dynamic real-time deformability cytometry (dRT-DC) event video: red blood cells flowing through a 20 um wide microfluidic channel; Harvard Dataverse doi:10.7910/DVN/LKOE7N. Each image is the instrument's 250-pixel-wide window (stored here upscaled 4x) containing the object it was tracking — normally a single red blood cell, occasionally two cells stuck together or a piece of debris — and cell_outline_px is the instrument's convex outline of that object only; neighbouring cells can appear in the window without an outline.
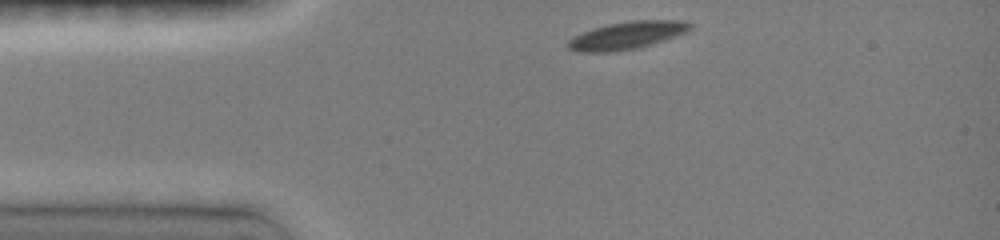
{"species": "common noctule bat (a hibernating species)", "species_latin": "Nyctalus noctula", "temperature_condition": "room temperature", "stored_images_in_passage": 33, "camera_frame_rate_fps": 3000, "um_per_image_px": 0.085, "animal": {"sex": "female", "body_mass_g": 19.0, "forearm_length_mm": 51.5}, "frame": {"image": 1, "passage_image": 1, "time_ms": 0.0, "image_size_px": [1000, 240], "cell_outline_px": [[692, 28], [688, 32], [652, 44], [636, 48], [616, 52], [576, 52], [568, 48], [568, 40], [584, 32], [608, 24], [632, 20], [684, 20], [692, 24]], "centroid_in_image_um": [53.34, 3.01], "position_along_channel_um": 31.7, "area_um2": 19.59}}
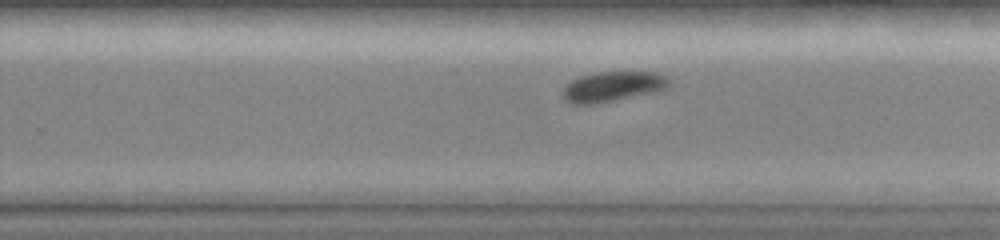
{"frame": {"image": 2, "passage_image": 22, "time_ms": 7.0, "image_size_px": [1000, 240], "cell_outline_px": [[672, 84], [668, 88], [660, 92], [596, 104], [572, 104], [564, 100], [560, 92], [572, 80], [580, 76], [596, 72], [660, 72], [672, 80]], "centroid_in_image_um": [52.15, 7.37], "position_along_channel_um": 277.6, "area_um2": 19.31}}
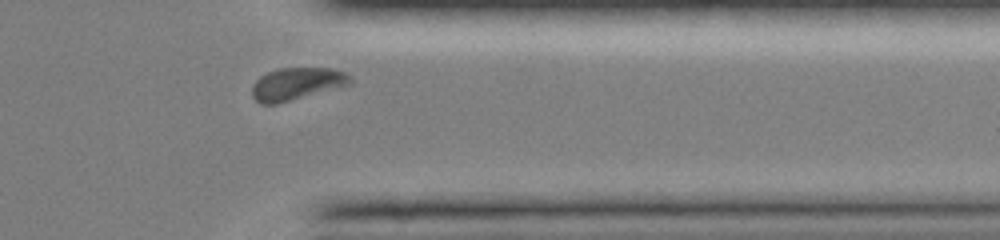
{"frame": {"image": 3, "passage_image": 30, "time_ms": 9.667, "image_size_px": [1000, 240], "cell_outline_px": [[352, 84], [276, 104], [260, 104], [252, 96], [252, 84], [260, 76], [276, 68], [332, 68], [344, 72], [352, 76]], "centroid_in_image_um": [25.22, 7.12], "position_along_channel_um": 386.2, "area_um2": 18.61}, "authors_computed_cell_mechanics": {"area_um2": 19.7676, "velocity_mm_per_s": 4.0273, "shape_relaxation_time_tau1_ms": 2.8528, "shape_relaxation_time_tau2_ms": null, "deformation_change_tau1": 0.0791, "deformation_change_tau2": null}}